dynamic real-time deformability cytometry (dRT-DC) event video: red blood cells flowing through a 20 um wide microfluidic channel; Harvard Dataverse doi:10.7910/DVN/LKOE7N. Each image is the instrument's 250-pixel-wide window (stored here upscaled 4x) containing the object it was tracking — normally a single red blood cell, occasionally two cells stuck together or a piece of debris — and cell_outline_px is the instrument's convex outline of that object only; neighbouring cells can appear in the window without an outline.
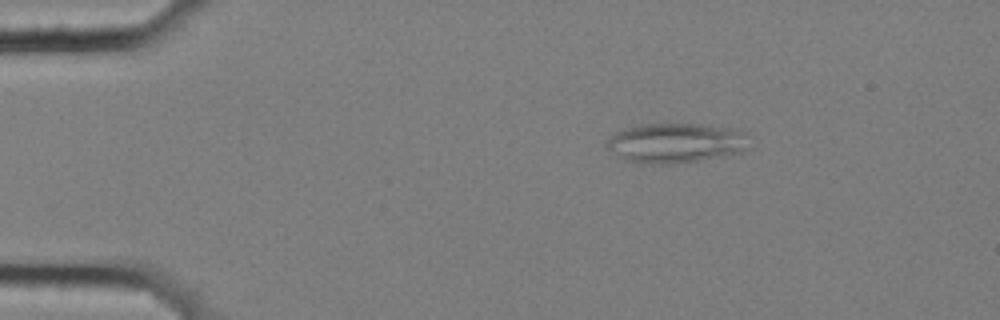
{"species": "common noctule bat (a hibernating species)", "species_latin": "Nyctalus noctula", "temperature_condition": "cold", "stored_images_in_passage": 6, "camera_frame_rate_fps": 3000, "um_per_image_px": 0.085, "animal": {"sex": "female", "body_mass_g": 25.1}, "frame": {"image": 1, "passage_image": 3, "time_ms": 0.667, "image_size_px": [1000, 320], "cell_outline_px": [[752, 136], [748, 148], [744, 152], [696, 160], [664, 164], [660, 164], [628, 160], [620, 156], [608, 148], [604, 144], [616, 132], [640, 124], [700, 124], [732, 128], [748, 132]], "centroid_in_image_um": [57.56, 12.12], "position_along_channel_um": 27.4, "area_um2": 32.77}}